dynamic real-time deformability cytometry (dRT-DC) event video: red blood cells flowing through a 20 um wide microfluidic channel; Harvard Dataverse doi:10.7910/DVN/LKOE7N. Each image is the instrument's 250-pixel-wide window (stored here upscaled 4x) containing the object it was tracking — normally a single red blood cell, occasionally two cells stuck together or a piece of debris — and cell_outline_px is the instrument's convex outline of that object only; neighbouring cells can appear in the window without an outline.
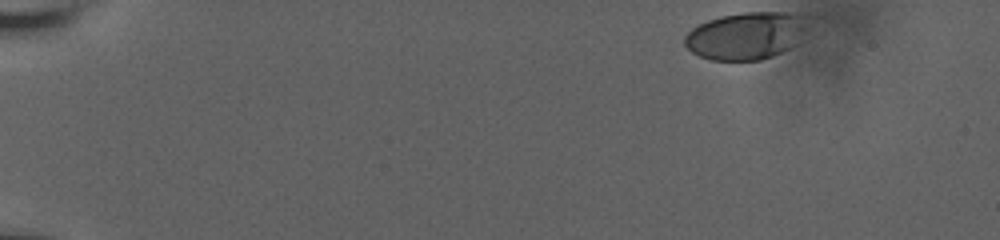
{"species": "human", "species_latin": "Homo sapiens", "temperature_condition": "room temperature", "stored_images_in_passage": 46, "camera_frame_rate_fps": 3000, "um_per_image_px": 0.085, "donor": {"sex": "male"}, "frame": {"image": 1, "passage_image": 1, "time_ms": 0.0, "image_size_px": [1000, 240], "cell_outline_px": [[816, 16], [808, 28], [788, 48], [772, 56], [760, 60], [712, 60], [700, 56], [692, 52], [684, 44], [684, 36], [692, 28], [708, 20], [720, 16], [744, 12], [796, 12]], "centroid_in_image_um": [63.49, 2.99], "position_along_channel_um": 21.5, "area_um2": 34.39}}
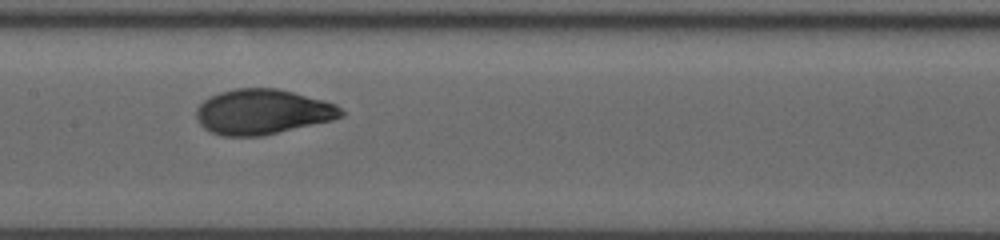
{"frame": {"image": 2, "passage_image": 26, "time_ms": 8.333, "image_size_px": [1000, 240], "cell_outline_px": [[344, 116], [332, 120], [260, 136], [220, 136], [204, 128], [196, 120], [196, 108], [208, 96], [220, 92], [236, 88], [276, 88], [324, 100], [336, 104], [344, 112]], "centroid_in_image_um": [22.28, 9.5], "position_along_channel_um": 185.1, "area_um2": 38.03}}
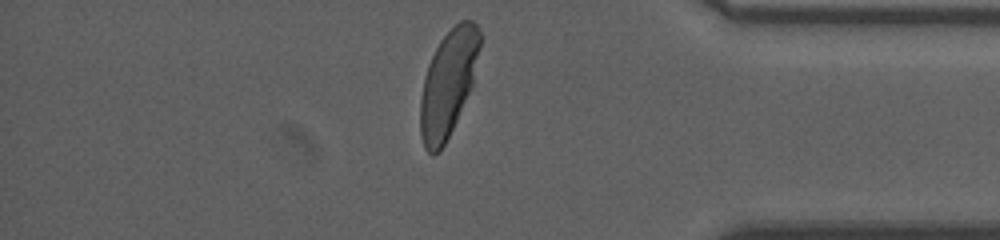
{"frame": {"image": 3, "passage_image": 45, "time_ms": 14.667, "image_size_px": [1000, 240], "cell_outline_px": [[480, 48], [472, 88], [440, 152], [432, 156], [424, 148], [420, 136], [420, 100], [424, 76], [428, 64], [440, 40], [460, 20], [472, 20], [476, 24], [480, 32]], "centroid_in_image_um": [38.09, 7.1], "position_along_channel_um": 397.1, "area_um2": 36.88}, "authors_computed_cell_mechanics": {"area_um2": 37.6278, "velocity_mm_per_s": 3.647, "shape_relaxation_time_tau1_ms": 3.4506, "shape_relaxation_time_tau2_ms": null, "deformation_change_tau1": 0.1565, "deformation_change_tau2": null}}